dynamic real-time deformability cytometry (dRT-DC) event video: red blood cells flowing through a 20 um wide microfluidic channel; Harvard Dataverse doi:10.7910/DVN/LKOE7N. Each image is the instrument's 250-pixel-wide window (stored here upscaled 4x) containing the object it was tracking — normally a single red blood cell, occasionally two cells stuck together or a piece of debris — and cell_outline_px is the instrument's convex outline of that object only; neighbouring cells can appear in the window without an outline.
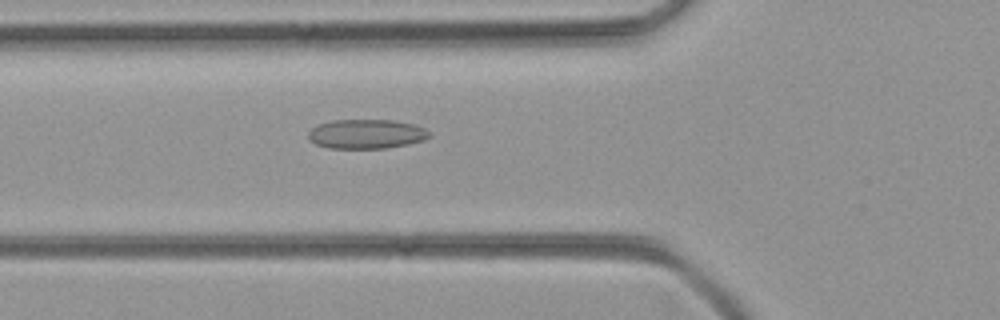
{"species": "common noctule bat (a hibernating species)", "species_latin": "Nyctalus noctula", "temperature_condition": "room temperature", "stored_images_in_passage": 51, "camera_frame_rate_fps": 3000, "um_per_image_px": 0.085, "animal": {"sex": "female", "body_mass_g": 21.9}, "frame": {"image": 1, "passage_image": 19, "time_ms": 6.0, "image_size_px": [1000, 320], "cell_outline_px": [[428, 136], [424, 140], [408, 144], [384, 148], [328, 148], [316, 144], [308, 140], [308, 132], [312, 128], [320, 124], [332, 120], [392, 120], [412, 124], [424, 128], [428, 132]], "centroid_in_image_um": [31.09, 11.39], "position_along_channel_um": 94.7, "area_um2": 20.52}}
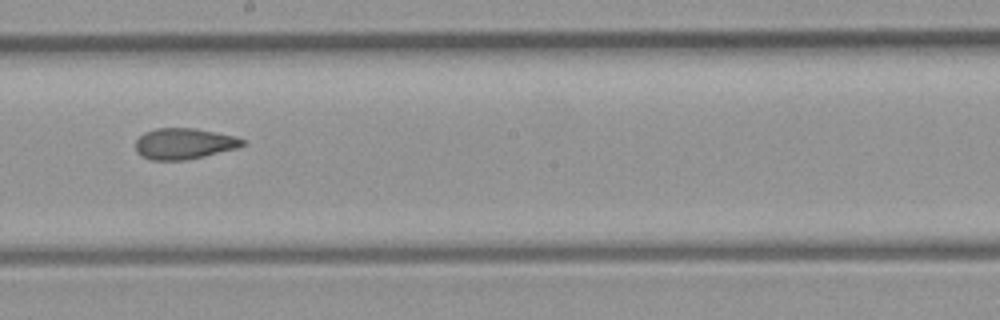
{"frame": {"image": 2, "passage_image": 29, "time_ms": 9.333, "image_size_px": [1000, 320], "cell_outline_px": [[244, 144], [236, 148], [204, 156], [184, 160], [152, 160], [140, 156], [136, 152], [136, 140], [144, 132], [156, 128], [192, 128], [236, 136], [244, 140]], "centroid_in_image_um": [15.6, 12.21], "position_along_channel_um": 232.6, "area_um2": 19.19}}
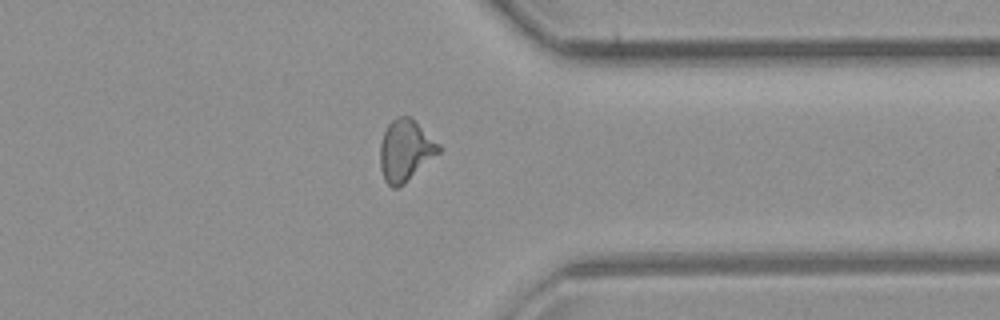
{"frame": {"image": 3, "passage_image": 40, "time_ms": 13.0, "image_size_px": [1000, 320], "cell_outline_px": [[440, 152], [404, 184], [396, 188], [392, 188], [384, 180], [380, 168], [380, 144], [384, 132], [388, 124], [396, 116], [412, 116], [440, 144]], "centroid_in_image_um": [34.46, 12.77], "position_along_channel_um": 376.9, "area_um2": 21.21}}